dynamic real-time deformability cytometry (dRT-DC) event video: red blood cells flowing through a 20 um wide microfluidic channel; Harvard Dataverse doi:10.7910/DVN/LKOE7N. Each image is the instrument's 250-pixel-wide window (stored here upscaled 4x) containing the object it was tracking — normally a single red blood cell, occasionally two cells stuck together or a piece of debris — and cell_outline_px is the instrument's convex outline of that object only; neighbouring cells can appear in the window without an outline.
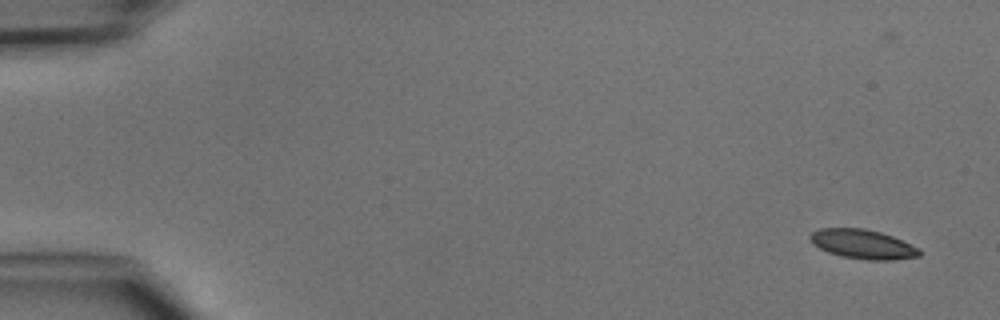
{"species": "common noctule bat (a hibernating species)", "species_latin": "Nyctalus noctula", "temperature_condition": "cold", "stored_images_in_passage": 7, "camera_frame_rate_fps": 3000, "um_per_image_px": 0.085, "animal": {"sex": "male", "body_mass_g": 15.6}, "frame": {"image": 1, "passage_image": 2, "time_ms": 1.333, "image_size_px": [1000, 320], "cell_outline_px": [[920, 256], [892, 260], [868, 260], [844, 256], [828, 252], [812, 244], [808, 236], [812, 232], [820, 228], [864, 228], [880, 232], [892, 236], [920, 248]], "centroid_in_image_um": [73.33, 20.75], "position_along_channel_um": 11.7, "area_um2": 18.61}}